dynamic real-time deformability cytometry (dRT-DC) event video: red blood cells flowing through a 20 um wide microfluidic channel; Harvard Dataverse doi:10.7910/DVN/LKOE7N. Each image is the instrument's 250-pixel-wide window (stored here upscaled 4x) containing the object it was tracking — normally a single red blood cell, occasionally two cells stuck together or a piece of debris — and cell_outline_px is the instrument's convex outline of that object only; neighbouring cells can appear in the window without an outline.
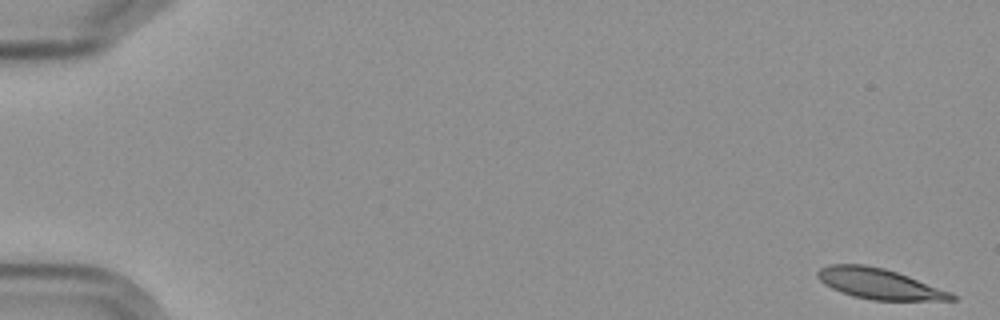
{"species": "Egyptian fruit bat (a non-hibernating species)", "species_latin": "Rousettus aegyptiacus", "temperature_condition": "cold", "stored_images_in_passage": 6, "camera_frame_rate_fps": 3000, "um_per_image_px": 0.085, "frame": {"image": 1, "passage_image": 1, "time_ms": 0.0, "image_size_px": [1000, 320], "cell_outline_px": [[956, 300], [872, 300], [852, 296], [840, 292], [824, 284], [816, 276], [816, 272], [820, 268], [828, 264], [864, 264], [884, 268], [908, 276], [952, 292], [956, 296]], "centroid_in_image_um": [74.7, 24.11], "position_along_channel_um": 10.3, "area_um2": 23.87}}
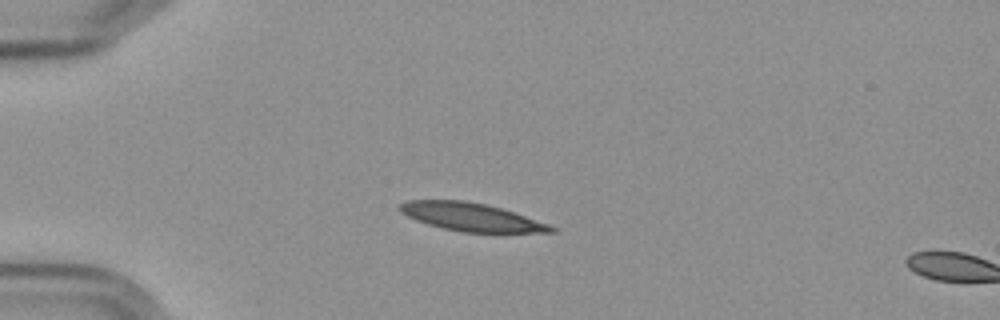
{"frame": {"image": 2, "passage_image": 5, "time_ms": 4.667, "image_size_px": [1000, 320], "cell_outline_px": [[556, 232], [460, 232], [440, 228], [416, 220], [400, 212], [396, 208], [396, 204], [408, 200], [464, 200], [484, 204], [500, 208], [548, 224], [556, 228]], "centroid_in_image_um": [39.95, 18.44], "position_along_channel_um": 45.0, "area_um2": 24.62}}